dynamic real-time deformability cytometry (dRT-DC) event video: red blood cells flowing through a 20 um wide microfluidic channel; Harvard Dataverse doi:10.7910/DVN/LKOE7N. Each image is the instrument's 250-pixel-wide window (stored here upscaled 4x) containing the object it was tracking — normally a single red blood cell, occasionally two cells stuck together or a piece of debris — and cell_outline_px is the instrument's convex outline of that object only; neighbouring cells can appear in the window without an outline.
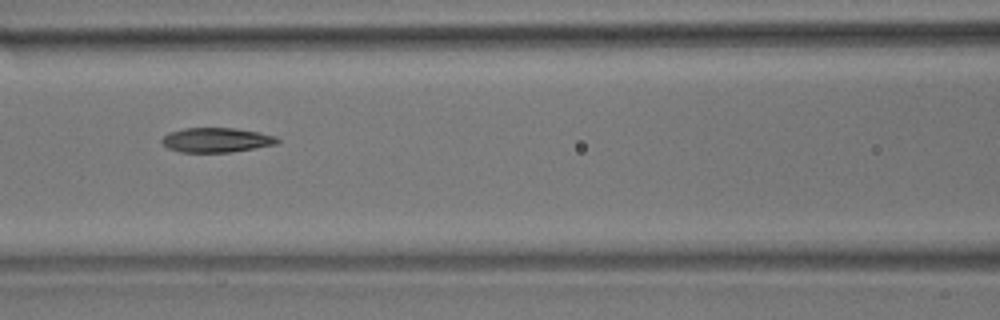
{"species": "common noctule bat (a hibernating species)", "species_latin": "Nyctalus noctula", "temperature_condition": "room temperature", "stored_images_in_passage": 13, "camera_frame_rate_fps": 3000, "um_per_image_px": 0.085, "animal": {"sex": "male", "body_mass_g": 17.9}, "frame": {"image": 1, "passage_image": 6, "time_ms": 1.667, "image_size_px": [1000, 320], "cell_outline_px": [[280, 140], [276, 144], [256, 148], [232, 152], [180, 152], [168, 148], [160, 144], [160, 140], [168, 132], [184, 128], [236, 128], [276, 136]], "centroid_in_image_um": [18.35, 11.9], "position_along_channel_um": 148.3, "area_um2": 16.65}}